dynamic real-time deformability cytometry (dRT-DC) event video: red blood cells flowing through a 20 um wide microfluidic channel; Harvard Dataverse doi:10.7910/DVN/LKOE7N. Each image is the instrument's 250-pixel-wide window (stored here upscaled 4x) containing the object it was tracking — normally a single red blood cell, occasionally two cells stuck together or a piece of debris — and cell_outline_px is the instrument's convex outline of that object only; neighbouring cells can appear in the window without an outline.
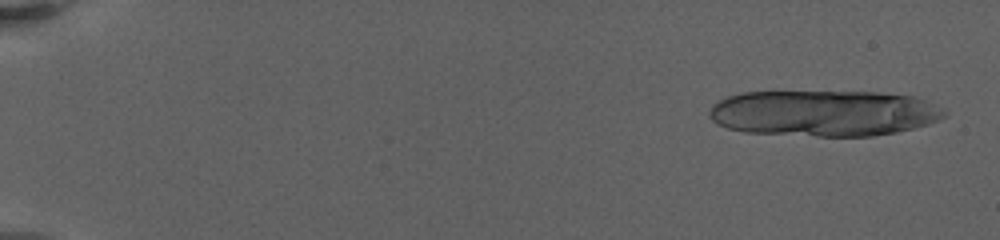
{"species": "human", "species_latin": "Homo sapiens", "temperature_condition": "warm", "stored_images_in_passage": 7, "camera_frame_rate_fps": 3000, "um_per_image_px": 0.085, "donor": {"sex": "female"}, "frame": {"image": 1, "passage_image": 1, "time_ms": 0.0, "image_size_px": [1000, 240], "cell_outline_px": [[948, 116], [940, 120], [928, 124], [896, 132], [872, 136], [820, 136], [744, 132], [728, 128], [712, 120], [708, 116], [708, 112], [712, 104], [728, 96], [744, 92], [876, 92], [912, 96], [928, 100], [944, 108], [948, 112]], "centroid_in_image_um": [70.08, 9.62], "position_along_channel_um": 14.9, "area_um2": 63.41}}
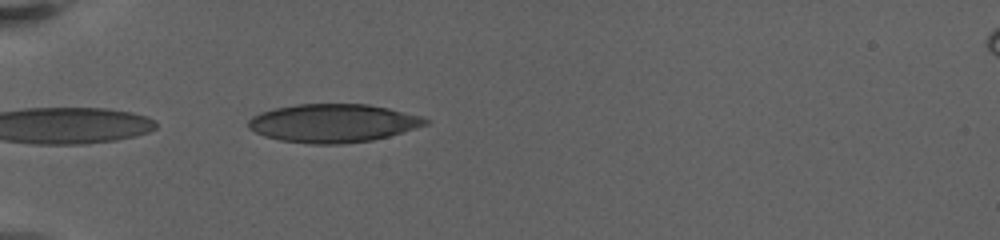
{"frame": {"image": 2, "passage_image": 7, "time_ms": 6.333, "image_size_px": [1000, 240], "cell_outline_px": [[432, 120], [428, 124], [388, 136], [372, 140], [340, 144], [312, 144], [280, 140], [264, 136], [248, 128], [248, 120], [252, 116], [260, 112], [276, 108], [296, 104], [368, 104], [388, 108], [420, 116]], "centroid_in_image_um": [28.29, 10.46], "position_along_channel_um": 56.7, "area_um2": 39.48}}